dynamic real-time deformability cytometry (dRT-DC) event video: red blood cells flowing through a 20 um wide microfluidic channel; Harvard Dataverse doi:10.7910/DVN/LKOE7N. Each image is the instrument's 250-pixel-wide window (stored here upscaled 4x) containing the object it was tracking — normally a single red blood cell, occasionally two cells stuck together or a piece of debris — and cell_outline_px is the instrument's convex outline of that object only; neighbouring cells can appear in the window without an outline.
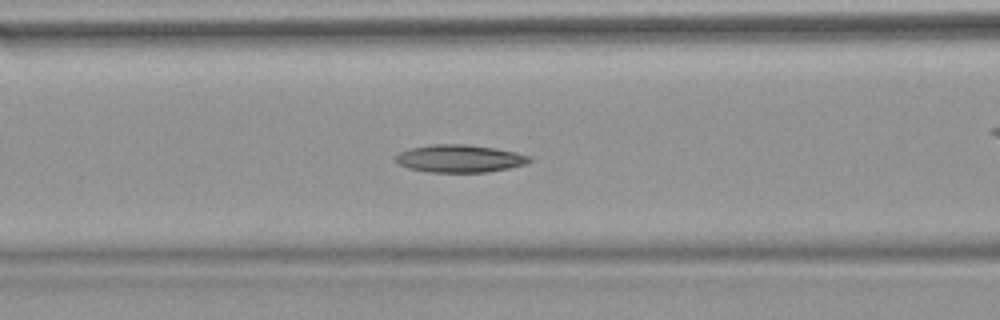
{"species": "common noctule bat (a hibernating species)", "species_latin": "Nyctalus noctula", "temperature_condition": "warm", "stored_images_in_passage": 33, "camera_frame_rate_fps": 3000, "um_per_image_px": 0.085, "animal": {"sex": "female", "body_mass_g": 18.4}, "frame": {"image": 1, "passage_image": 15, "time_ms": 4.667, "image_size_px": [1000, 320], "cell_outline_px": [[532, 160], [524, 164], [508, 168], [488, 172], [428, 172], [408, 168], [400, 164], [396, 160], [396, 156], [400, 152], [412, 148], [432, 144], [464, 144], [496, 148], [516, 152], [528, 156]], "centroid_in_image_um": [39.07, 13.48], "position_along_channel_um": 127.5, "area_um2": 21.33}}
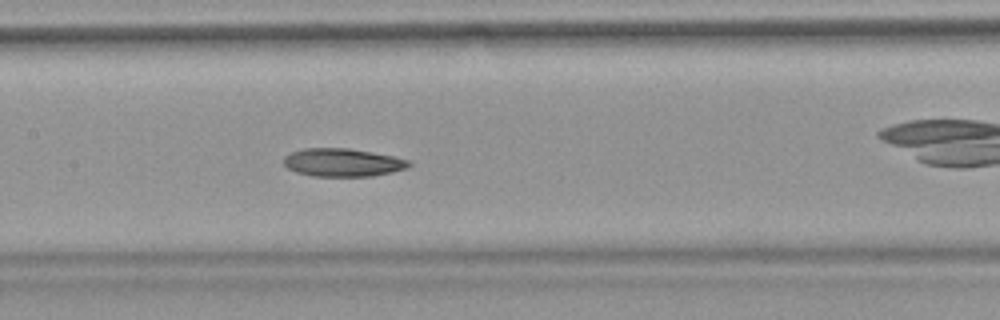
{"frame": {"image": 2, "passage_image": 19, "time_ms": 6.0, "image_size_px": [1000, 320], "cell_outline_px": [[412, 164], [408, 168], [392, 172], [372, 176], [312, 176], [296, 172], [288, 168], [284, 164], [284, 156], [292, 152], [304, 148], [348, 148], [372, 152], [392, 156], [408, 160]], "centroid_in_image_um": [29.13, 13.81], "position_along_channel_um": 178.3, "area_um2": 20.46}}